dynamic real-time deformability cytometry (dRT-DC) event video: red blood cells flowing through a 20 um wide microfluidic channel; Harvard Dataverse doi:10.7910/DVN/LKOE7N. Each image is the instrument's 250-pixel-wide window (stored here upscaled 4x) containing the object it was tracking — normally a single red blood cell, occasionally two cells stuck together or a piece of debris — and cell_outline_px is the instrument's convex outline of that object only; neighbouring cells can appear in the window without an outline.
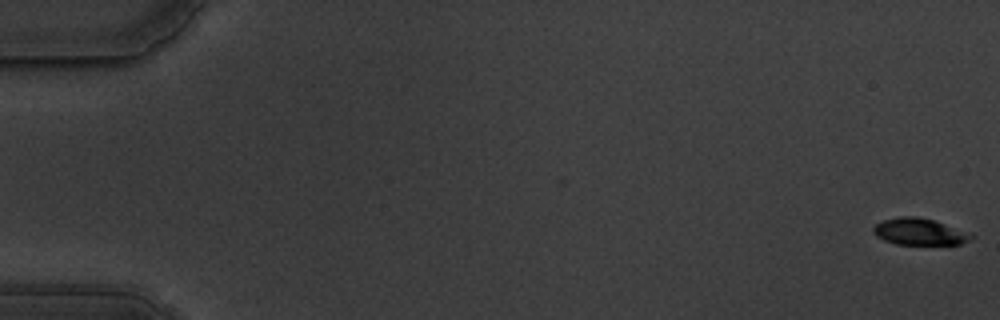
{"species": "common noctule bat (a hibernating species)", "species_latin": "Nyctalus noctula", "temperature_condition": "warm", "stored_images_in_passage": 59, "camera_frame_rate_fps": 3000, "um_per_image_px": 0.085, "animal": {"sex": "male", "body_mass_g": 19.5, "forearm_length_mm": 54.6}, "frame": {"image": 1, "passage_image": 1, "time_ms": 0.0, "image_size_px": [1000, 320], "cell_outline_px": [[976, 236], [960, 244], [896, 244], [884, 240], [876, 236], [872, 232], [872, 228], [876, 224], [884, 220], [900, 216], [916, 216], [932, 220], [944, 224]], "centroid_in_image_um": [78.09, 19.69], "position_along_channel_um": 6.9, "area_um2": 14.91}}
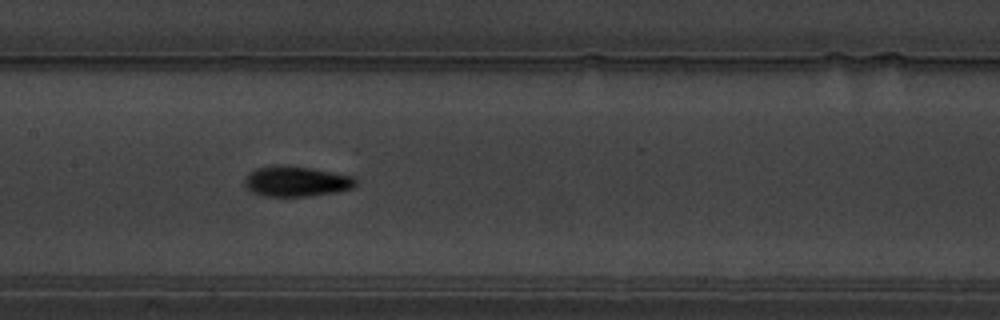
{"frame": {"image": 2, "passage_image": 30, "time_ms": 9.667, "image_size_px": [1000, 320], "cell_outline_px": [[356, 184], [352, 188], [336, 192], [312, 196], [264, 196], [252, 192], [244, 184], [244, 176], [248, 172], [256, 168], [276, 164], [284, 164], [312, 168], [352, 176], [356, 180]], "centroid_in_image_um": [25.13, 15.4], "position_along_channel_um": 182.3, "area_um2": 19.88}}
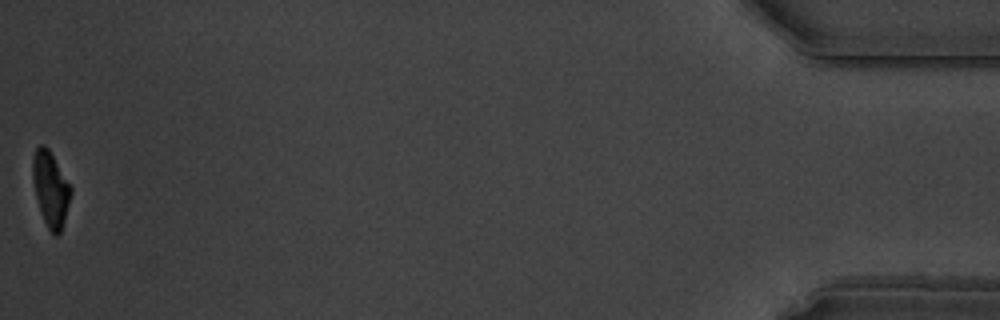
{"frame": {"image": 3, "passage_image": 59, "time_ms": 19.333, "image_size_px": [1000, 320], "cell_outline_px": [[72, 192], [64, 220], [60, 232], [56, 236], [48, 228], [44, 220], [36, 196], [32, 180], [32, 160], [36, 148], [40, 144], [44, 144], [48, 148], [72, 188]], "centroid_in_image_um": [4.29, 16.03], "position_along_channel_um": 430.9, "area_um2": 16.36}, "authors_computed_cell_mechanics": {"area_um2": 17.8602, "velocity_mm_per_s": 3.5231, "shape_relaxation_time_tau1_ms": 3.3303, "shape_relaxation_time_tau2_ms": 2.4422, "deformation_change_tau1": 0.1554, "deformation_change_tau2": 0.0785}}